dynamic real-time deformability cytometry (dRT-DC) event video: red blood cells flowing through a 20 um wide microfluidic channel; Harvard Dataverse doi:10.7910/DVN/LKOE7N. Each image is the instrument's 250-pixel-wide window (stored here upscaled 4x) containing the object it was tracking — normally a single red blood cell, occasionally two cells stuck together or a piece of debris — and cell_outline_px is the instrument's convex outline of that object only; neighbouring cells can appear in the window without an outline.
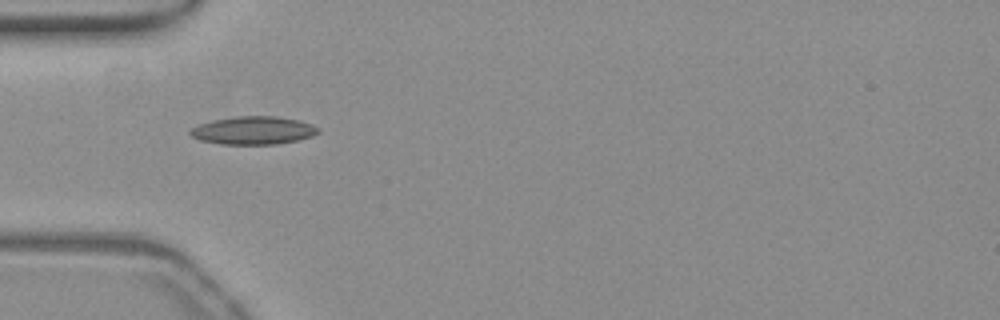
{"species": "common noctule bat (a hibernating species)", "species_latin": "Nyctalus noctula", "temperature_condition": "warm", "stored_images_in_passage": 16, "camera_frame_rate_fps": 3000, "um_per_image_px": 0.085, "animal": {"sex": "female", "body_mass_g": 19.3, "forearm_length_mm": 54.1}, "frame": {"image": 1, "passage_image": 1, "time_ms": 0.0, "image_size_px": [1000, 320], "cell_outline_px": [[320, 132], [312, 136], [296, 140], [276, 144], [220, 144], [200, 140], [192, 136], [188, 132], [192, 128], [200, 124], [212, 120], [236, 116], [276, 116], [300, 120], [312, 124]], "centroid_in_image_um": [21.52, 11.08], "position_along_channel_um": 63.5, "area_um2": 20.81}}
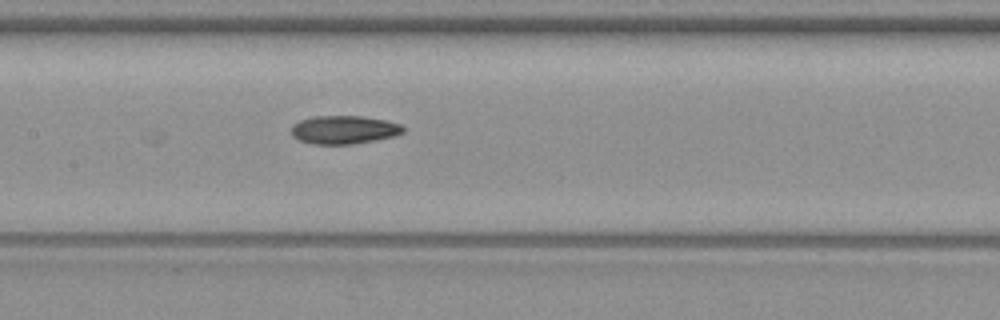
{"frame": {"image": 2, "passage_image": 10, "time_ms": 3.0, "image_size_px": [1000, 320], "cell_outline_px": [[404, 132], [396, 136], [376, 140], [352, 144], [312, 144], [296, 140], [292, 136], [292, 124], [300, 120], [312, 116], [364, 116], [388, 120], [400, 124], [404, 128]], "centroid_in_image_um": [29.24, 11.03], "position_along_channel_um": 178.2, "area_um2": 18.79}}
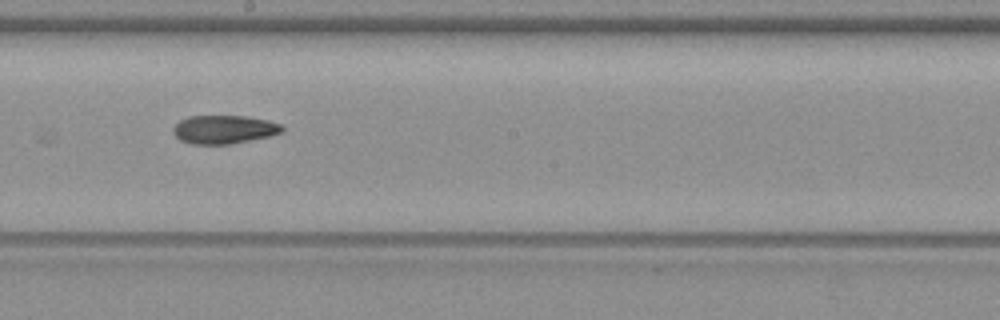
{"frame": {"image": 3, "passage_image": 14, "time_ms": 4.333, "image_size_px": [1000, 320], "cell_outline_px": [[284, 128], [280, 132], [272, 136], [232, 144], [192, 144], [180, 140], [172, 132], [172, 128], [180, 120], [188, 116], [248, 116], [268, 120], [280, 124]], "centroid_in_image_um": [19.04, 11.0], "position_along_channel_um": 229.2, "area_um2": 18.21}}